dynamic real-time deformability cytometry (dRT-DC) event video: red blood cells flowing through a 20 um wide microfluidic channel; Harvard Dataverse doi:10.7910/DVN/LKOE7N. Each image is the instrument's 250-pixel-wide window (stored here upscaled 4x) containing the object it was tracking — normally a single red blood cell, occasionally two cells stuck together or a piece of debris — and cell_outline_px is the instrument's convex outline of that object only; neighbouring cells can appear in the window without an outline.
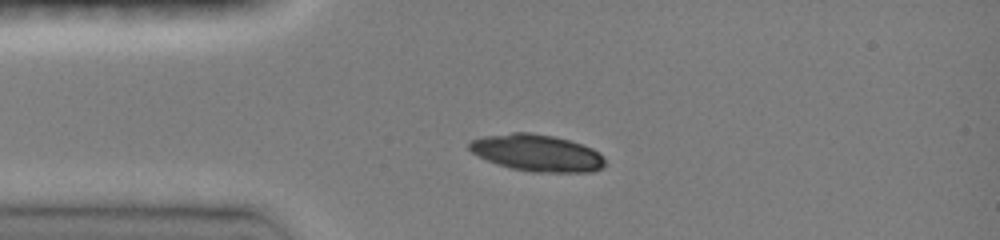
{"species": "common noctule bat (a hibernating species)", "species_latin": "Nyctalus noctula", "temperature_condition": "room temperature", "stored_images_in_passage": 31, "camera_frame_rate_fps": 3000, "um_per_image_px": 0.085, "animal": {"sex": "female", "body_mass_g": 19.0, "forearm_length_mm": 51.5}, "frame": {"image": 1, "passage_image": 1, "time_ms": 0.0, "image_size_px": [1000, 240], "cell_outline_px": [[608, 164], [592, 172], [532, 172], [512, 168], [496, 164], [472, 152], [468, 148], [468, 144], [472, 140], [484, 136], [512, 132], [528, 132], [556, 136], [592, 148], [604, 156]], "centroid_in_image_um": [45.68, 13.0], "position_along_channel_um": 39.3, "area_um2": 29.19}}
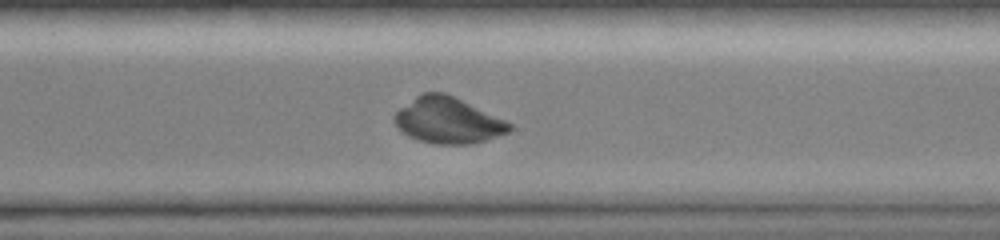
{"frame": {"image": 2, "passage_image": 24, "time_ms": 7.667, "image_size_px": [1000, 240], "cell_outline_px": [[512, 128], [508, 132], [484, 140], [468, 144], [436, 144], [416, 140], [408, 136], [392, 120], [392, 116], [400, 108], [416, 96], [424, 92], [444, 92], [504, 120], [512, 124]], "centroid_in_image_um": [38.02, 10.24], "position_along_channel_um": 332.6, "area_um2": 30.35}}
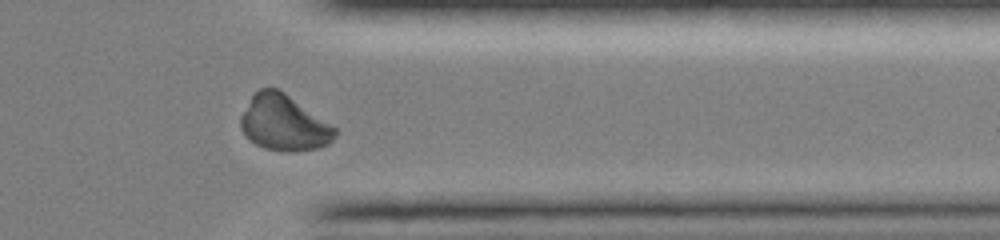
{"frame": {"image": 3, "passage_image": 28, "time_ms": 9.0, "image_size_px": [1000, 240], "cell_outline_px": [[336, 136], [328, 144], [316, 148], [288, 152], [264, 148], [256, 144], [240, 128], [240, 116], [252, 96], [260, 88], [276, 88], [284, 92], [336, 128]], "centroid_in_image_um": [24.11, 10.45], "position_along_channel_um": 387.3, "area_um2": 30.06}}